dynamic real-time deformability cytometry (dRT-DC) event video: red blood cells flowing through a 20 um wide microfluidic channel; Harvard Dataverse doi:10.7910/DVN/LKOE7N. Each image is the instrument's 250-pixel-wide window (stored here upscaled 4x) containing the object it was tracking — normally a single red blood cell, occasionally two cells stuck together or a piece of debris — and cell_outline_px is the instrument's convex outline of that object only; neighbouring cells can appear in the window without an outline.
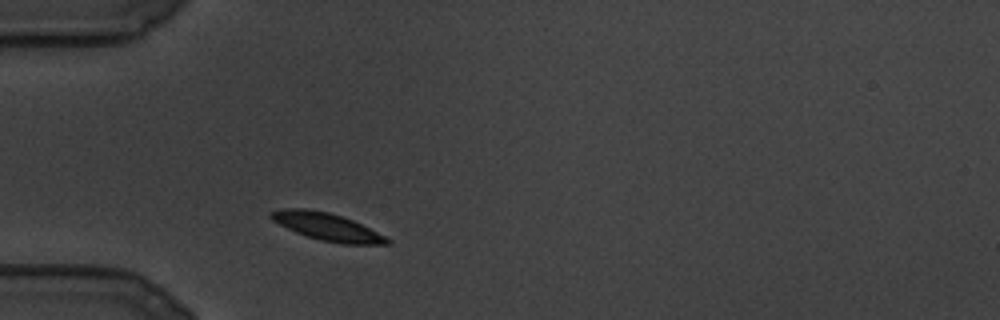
{"species": "common noctule bat (a hibernating species)", "species_latin": "Nyctalus noctula", "temperature_condition": "cold", "stored_images_in_passage": 81, "segment_of_instrument_passage": [1, 2], "camera_frame_rate_fps": 3000, "um_per_image_px": 0.085, "animal": {"sex": "male", "body_mass_g": 19.5, "forearm_length_mm": 54.6}, "frame": {"image": 1, "passage_image": 1, "time_ms": 0.0, "image_size_px": [1000, 320], "cell_outline_px": [[392, 244], [344, 244], [320, 240], [296, 232], [272, 220], [268, 216], [272, 212], [280, 208], [304, 208], [328, 212], [352, 220], [392, 240]], "centroid_in_image_um": [27.79, 19.27], "position_along_channel_um": 57.2, "area_um2": 18.26}}
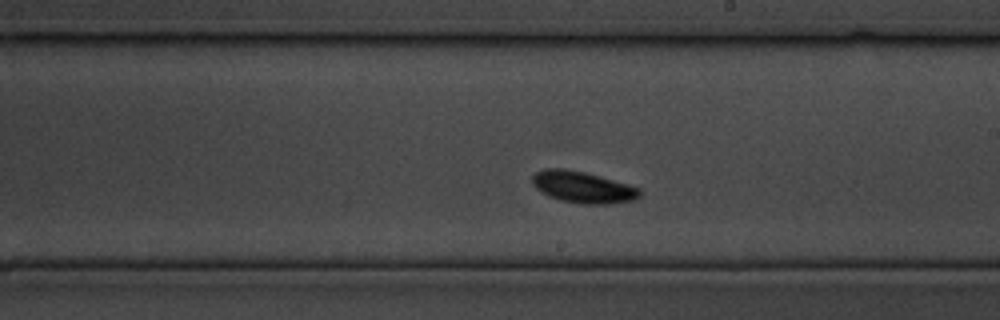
{"frame": {"image": 2, "passage_image": 33, "time_ms": 10.667, "image_size_px": [1000, 320], "cell_outline_px": [[640, 196], [632, 200], [608, 204], [580, 204], [560, 200], [548, 196], [540, 192], [532, 184], [532, 176], [536, 172], [544, 168], [564, 168], [584, 172], [600, 176], [640, 188]], "centroid_in_image_um": [49.49, 15.91], "position_along_channel_um": 239.5, "area_um2": 19.77}}
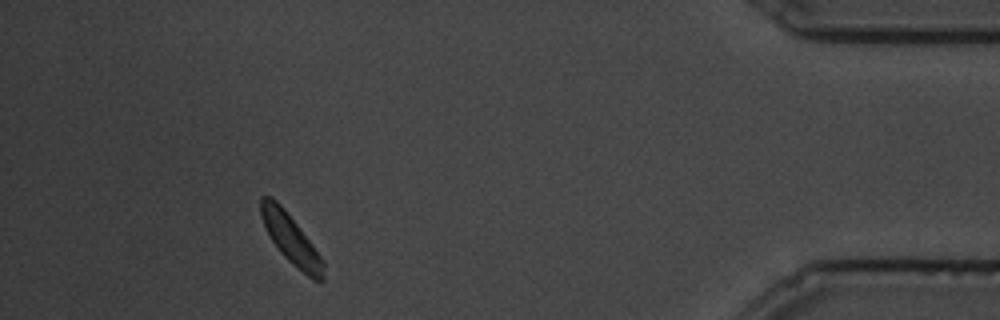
{"frame": {"image": 3, "passage_image": 70, "time_ms": 23.0, "image_size_px": [1000, 320], "cell_outline_px": [[324, 280], [312, 280], [292, 264], [280, 252], [272, 240], [260, 216], [260, 196], [272, 196], [284, 208], [312, 244], [324, 260]], "centroid_in_image_um": [24.73, 20.32], "position_along_channel_um": 410.5, "area_um2": 17.86}}